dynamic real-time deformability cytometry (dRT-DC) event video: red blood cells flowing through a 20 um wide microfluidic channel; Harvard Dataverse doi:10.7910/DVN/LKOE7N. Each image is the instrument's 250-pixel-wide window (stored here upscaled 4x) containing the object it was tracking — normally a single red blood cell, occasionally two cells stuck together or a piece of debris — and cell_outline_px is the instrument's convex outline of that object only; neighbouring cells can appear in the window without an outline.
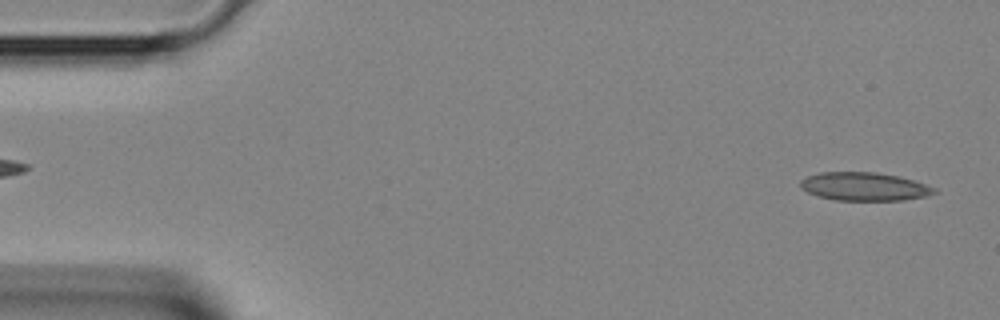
{"species": "Egyptian fruit bat (a non-hibernating species)", "species_latin": "Rousettus aegyptiacus", "temperature_condition": "room temperature", "stored_images_in_passage": 4, "segment_of_instrument_passage": [2, 2], "camera_frame_rate_fps": 3000, "um_per_image_px": 0.085, "animal": {"sex": "female"}, "frame": {"image": 1, "passage_image": 4, "time_ms": 1.0, "image_size_px": [1000, 320], "cell_outline_px": [[940, 192], [924, 196], [904, 200], [836, 200], [816, 196], [800, 188], [800, 180], [808, 176], [820, 172], [876, 172], [900, 176], [936, 188]], "centroid_in_image_um": [73.45, 15.85], "position_along_channel_um": 11.5, "area_um2": 22.14}}